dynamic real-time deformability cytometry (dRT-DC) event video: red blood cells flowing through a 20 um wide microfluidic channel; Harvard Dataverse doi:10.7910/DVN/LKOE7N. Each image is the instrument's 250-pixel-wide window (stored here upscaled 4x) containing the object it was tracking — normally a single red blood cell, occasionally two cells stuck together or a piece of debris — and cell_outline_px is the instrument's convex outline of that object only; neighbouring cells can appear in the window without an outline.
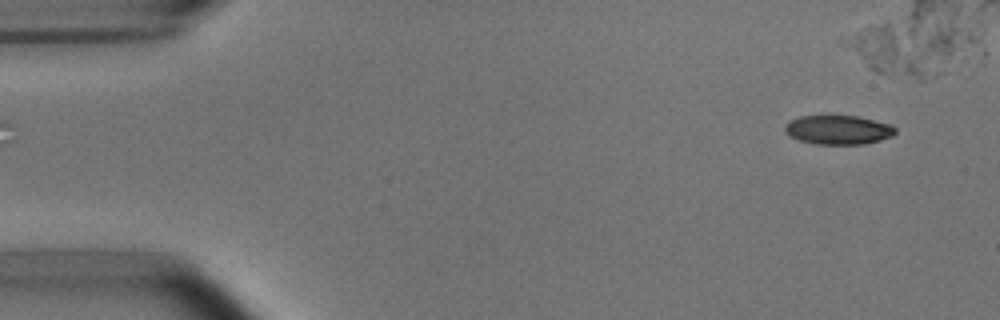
{"species": "common noctule bat (a hibernating species)", "species_latin": "Nyctalus noctula", "temperature_condition": "room temperature", "stored_images_in_passage": 41, "camera_frame_rate_fps": 3000, "um_per_image_px": 0.085, "animal": {"sex": "male", "body_mass_g": 15.6}, "frame": {"image": 1, "passage_image": 1, "time_ms": 0.0, "image_size_px": [1000, 320], "cell_outline_px": [[896, 132], [892, 136], [880, 140], [864, 144], [816, 144], [800, 140], [788, 136], [784, 132], [784, 128], [792, 120], [800, 116], [824, 112], [856, 116], [892, 124], [896, 128]], "centroid_in_image_um": [71.23, 10.99], "position_along_channel_um": 13.8, "area_um2": 19.48}}
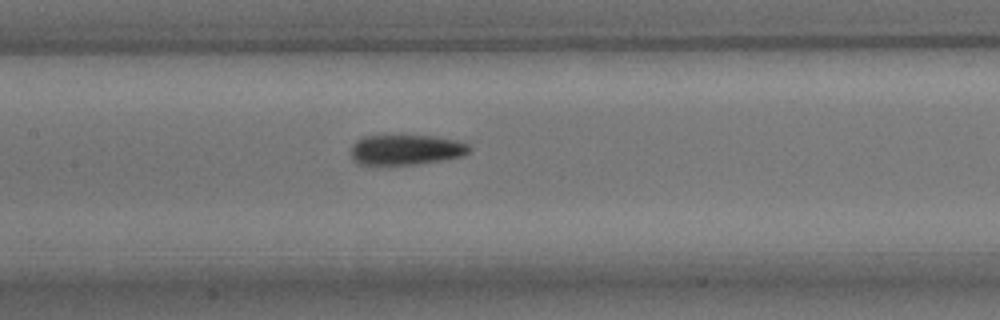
{"frame": {"image": 2, "passage_image": 22, "time_ms": 7.0, "image_size_px": [1000, 320], "cell_outline_px": [[472, 148], [464, 156], [444, 160], [420, 164], [360, 164], [352, 160], [352, 144], [356, 140], [364, 136], [432, 136], [456, 140], [468, 144]], "centroid_in_image_um": [34.54, 12.73], "position_along_channel_um": 172.9, "area_um2": 20.81}}
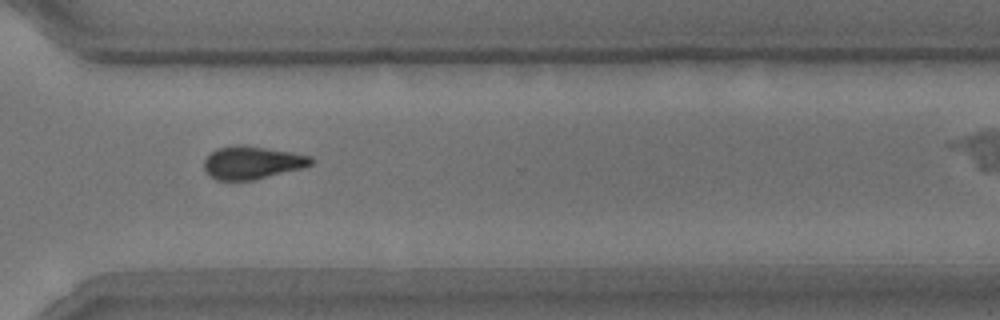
{"frame": {"image": 3, "passage_image": 36, "time_ms": 11.667, "image_size_px": [1000, 320], "cell_outline_px": [[312, 164], [304, 168], [252, 180], [216, 180], [208, 176], [204, 168], [204, 160], [216, 148], [236, 144], [292, 152], [312, 156]], "centroid_in_image_um": [21.41, 13.83], "position_along_channel_um": 349.2, "area_um2": 20.46}}